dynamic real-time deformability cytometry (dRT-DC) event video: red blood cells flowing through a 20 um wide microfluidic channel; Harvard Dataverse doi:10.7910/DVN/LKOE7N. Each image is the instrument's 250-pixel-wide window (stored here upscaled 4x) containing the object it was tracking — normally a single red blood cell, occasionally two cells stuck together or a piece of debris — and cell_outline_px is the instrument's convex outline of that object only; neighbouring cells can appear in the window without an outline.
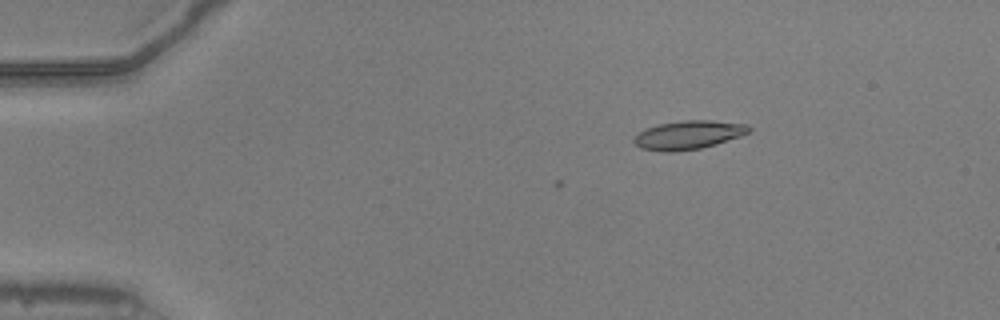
{"species": "common noctule bat (a hibernating species)", "species_latin": "Nyctalus noctula", "temperature_condition": "warm", "stored_images_in_passage": 21, "camera_frame_rate_fps": 3000, "um_per_image_px": 0.085, "animal": {"sex": "male", "body_mass_g": 20.5, "forearm_length_mm": 52.5}, "frame": {"image": 1, "passage_image": 1, "time_ms": 0.0, "image_size_px": [1000, 320], "cell_outline_px": [[752, 128], [748, 132], [740, 136], [716, 144], [700, 148], [676, 152], [664, 152], [640, 148], [632, 140], [640, 132], [648, 128], [660, 124], [684, 120], [712, 120], [748, 124]], "centroid_in_image_um": [58.54, 11.47], "position_along_channel_um": 26.5, "area_um2": 19.07}}
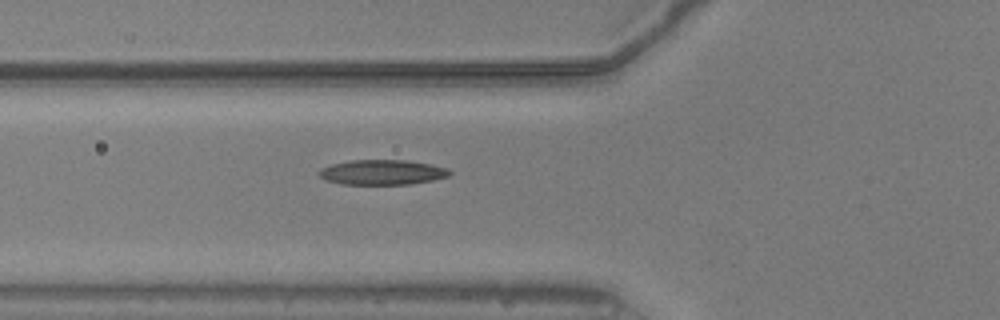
{"frame": {"image": 2, "passage_image": 12, "time_ms": 3.667, "image_size_px": [1000, 320], "cell_outline_px": [[452, 172], [448, 176], [432, 180], [412, 184], [340, 184], [328, 180], [320, 176], [316, 172], [320, 168], [332, 164], [352, 160], [408, 160], [432, 164], [448, 168]], "centroid_in_image_um": [32.5, 14.64], "position_along_channel_um": 93.3, "area_um2": 19.07}}
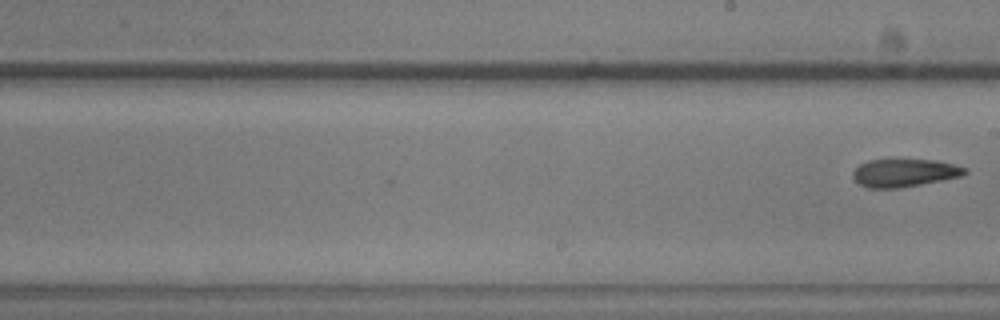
{"frame": {"image": 3, "passage_image": 21, "time_ms": 6.667, "image_size_px": [1000, 320], "cell_outline_px": [[968, 172], [960, 176], [900, 188], [868, 188], [860, 184], [852, 176], [852, 172], [860, 164], [868, 160], [936, 160], [968, 168]], "centroid_in_image_um": [76.86, 14.69], "position_along_channel_um": 212.1, "area_um2": 17.98}}